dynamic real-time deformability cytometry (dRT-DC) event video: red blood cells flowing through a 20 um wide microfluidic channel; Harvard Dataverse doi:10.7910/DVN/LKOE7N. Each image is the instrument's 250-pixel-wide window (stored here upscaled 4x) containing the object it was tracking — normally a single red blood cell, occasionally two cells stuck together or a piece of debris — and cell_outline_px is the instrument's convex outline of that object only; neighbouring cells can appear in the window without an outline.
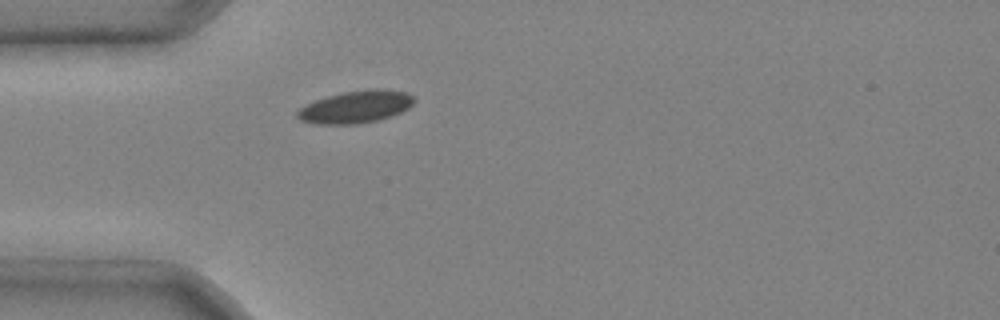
{"species": "common noctule bat (a hibernating species)", "species_latin": "Nyctalus noctula", "temperature_condition": "cold", "stored_images_in_passage": 1, "camera_frame_rate_fps": 3000, "um_per_image_px": 0.085, "animal": {"sex": "male", "body_mass_g": 20.4}, "frame": {"image": 1, "passage_image": 1, "time_ms": 0.0, "image_size_px": [1000, 320], "cell_outline_px": [[416, 100], [408, 108], [392, 116], [376, 120], [356, 124], [316, 124], [300, 120], [296, 116], [296, 112], [300, 108], [316, 100], [328, 96], [344, 92], [372, 88], [376, 88], [408, 92]], "centroid_in_image_um": [30.25, 9.08], "position_along_channel_um": 54.7, "area_um2": 21.91}}